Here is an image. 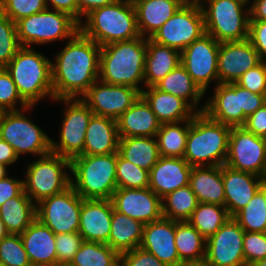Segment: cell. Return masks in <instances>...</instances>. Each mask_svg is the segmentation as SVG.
<instances>
[{"mask_svg": "<svg viewBox=\"0 0 266 266\" xmlns=\"http://www.w3.org/2000/svg\"><path fill=\"white\" fill-rule=\"evenodd\" d=\"M100 50L80 30L69 39L51 63L54 101L83 96L99 79Z\"/></svg>", "mask_w": 266, "mask_h": 266, "instance_id": "obj_1", "label": "cell"}, {"mask_svg": "<svg viewBox=\"0 0 266 266\" xmlns=\"http://www.w3.org/2000/svg\"><path fill=\"white\" fill-rule=\"evenodd\" d=\"M147 38L114 42L101 47L99 80L111 85H125L143 90Z\"/></svg>", "mask_w": 266, "mask_h": 266, "instance_id": "obj_2", "label": "cell"}, {"mask_svg": "<svg viewBox=\"0 0 266 266\" xmlns=\"http://www.w3.org/2000/svg\"><path fill=\"white\" fill-rule=\"evenodd\" d=\"M231 126L197 113L189 126L184 159L190 166H222L228 153Z\"/></svg>", "mask_w": 266, "mask_h": 266, "instance_id": "obj_3", "label": "cell"}, {"mask_svg": "<svg viewBox=\"0 0 266 266\" xmlns=\"http://www.w3.org/2000/svg\"><path fill=\"white\" fill-rule=\"evenodd\" d=\"M85 21L80 23V31L101 47L140 37L132 0H118L94 9L85 16Z\"/></svg>", "mask_w": 266, "mask_h": 266, "instance_id": "obj_4", "label": "cell"}, {"mask_svg": "<svg viewBox=\"0 0 266 266\" xmlns=\"http://www.w3.org/2000/svg\"><path fill=\"white\" fill-rule=\"evenodd\" d=\"M52 61L30 47H21L4 67L13 79L21 98L34 106L47 96L54 100Z\"/></svg>", "mask_w": 266, "mask_h": 266, "instance_id": "obj_5", "label": "cell"}, {"mask_svg": "<svg viewBox=\"0 0 266 266\" xmlns=\"http://www.w3.org/2000/svg\"><path fill=\"white\" fill-rule=\"evenodd\" d=\"M117 152L80 155L71 160V186L83 199L110 200L117 189Z\"/></svg>", "mask_w": 266, "mask_h": 266, "instance_id": "obj_6", "label": "cell"}, {"mask_svg": "<svg viewBox=\"0 0 266 266\" xmlns=\"http://www.w3.org/2000/svg\"><path fill=\"white\" fill-rule=\"evenodd\" d=\"M203 1L208 2L209 7L204 6ZM199 3L204 15L205 33L219 43L248 39L250 13L246 5L237 0H199Z\"/></svg>", "mask_w": 266, "mask_h": 266, "instance_id": "obj_7", "label": "cell"}, {"mask_svg": "<svg viewBox=\"0 0 266 266\" xmlns=\"http://www.w3.org/2000/svg\"><path fill=\"white\" fill-rule=\"evenodd\" d=\"M26 167L24 192L35 204L71 186V176L64 170H71V160L58 154L41 156Z\"/></svg>", "mask_w": 266, "mask_h": 266, "instance_id": "obj_8", "label": "cell"}, {"mask_svg": "<svg viewBox=\"0 0 266 266\" xmlns=\"http://www.w3.org/2000/svg\"><path fill=\"white\" fill-rule=\"evenodd\" d=\"M16 27L21 47L69 40L80 30V24L73 17L49 8L21 18Z\"/></svg>", "mask_w": 266, "mask_h": 266, "instance_id": "obj_9", "label": "cell"}, {"mask_svg": "<svg viewBox=\"0 0 266 266\" xmlns=\"http://www.w3.org/2000/svg\"><path fill=\"white\" fill-rule=\"evenodd\" d=\"M34 106L16 111H6L0 123V138L9 143L16 155L31 153L39 157L51 153L49 136L22 111L31 110Z\"/></svg>", "mask_w": 266, "mask_h": 266, "instance_id": "obj_10", "label": "cell"}, {"mask_svg": "<svg viewBox=\"0 0 266 266\" xmlns=\"http://www.w3.org/2000/svg\"><path fill=\"white\" fill-rule=\"evenodd\" d=\"M203 34L204 15L200 3L185 2L150 39L182 52Z\"/></svg>", "mask_w": 266, "mask_h": 266, "instance_id": "obj_11", "label": "cell"}, {"mask_svg": "<svg viewBox=\"0 0 266 266\" xmlns=\"http://www.w3.org/2000/svg\"><path fill=\"white\" fill-rule=\"evenodd\" d=\"M59 100L67 105L62 112L64 117L61 123L59 143L51 140V151L72 160L83 155L86 129L93 111L80 97L56 99V101Z\"/></svg>", "mask_w": 266, "mask_h": 266, "instance_id": "obj_12", "label": "cell"}, {"mask_svg": "<svg viewBox=\"0 0 266 266\" xmlns=\"http://www.w3.org/2000/svg\"><path fill=\"white\" fill-rule=\"evenodd\" d=\"M82 201L70 186L36 204V218L55 234L78 232Z\"/></svg>", "mask_w": 266, "mask_h": 266, "instance_id": "obj_13", "label": "cell"}, {"mask_svg": "<svg viewBox=\"0 0 266 266\" xmlns=\"http://www.w3.org/2000/svg\"><path fill=\"white\" fill-rule=\"evenodd\" d=\"M225 165L266 179V138L231 127Z\"/></svg>", "mask_w": 266, "mask_h": 266, "instance_id": "obj_14", "label": "cell"}, {"mask_svg": "<svg viewBox=\"0 0 266 266\" xmlns=\"http://www.w3.org/2000/svg\"><path fill=\"white\" fill-rule=\"evenodd\" d=\"M219 46L213 36L205 33L181 52V65L204 93L211 81L218 82Z\"/></svg>", "mask_w": 266, "mask_h": 266, "instance_id": "obj_15", "label": "cell"}, {"mask_svg": "<svg viewBox=\"0 0 266 266\" xmlns=\"http://www.w3.org/2000/svg\"><path fill=\"white\" fill-rule=\"evenodd\" d=\"M244 233L239 223L231 217L207 239L204 263L209 266H246Z\"/></svg>", "mask_w": 266, "mask_h": 266, "instance_id": "obj_16", "label": "cell"}, {"mask_svg": "<svg viewBox=\"0 0 266 266\" xmlns=\"http://www.w3.org/2000/svg\"><path fill=\"white\" fill-rule=\"evenodd\" d=\"M140 95L141 93L133 87L111 85L98 79L80 98L90 107L94 115L117 120Z\"/></svg>", "mask_w": 266, "mask_h": 266, "instance_id": "obj_17", "label": "cell"}, {"mask_svg": "<svg viewBox=\"0 0 266 266\" xmlns=\"http://www.w3.org/2000/svg\"><path fill=\"white\" fill-rule=\"evenodd\" d=\"M114 210L143 224L163 217L162 199L149 187L142 189L117 188L111 197Z\"/></svg>", "mask_w": 266, "mask_h": 266, "instance_id": "obj_18", "label": "cell"}, {"mask_svg": "<svg viewBox=\"0 0 266 266\" xmlns=\"http://www.w3.org/2000/svg\"><path fill=\"white\" fill-rule=\"evenodd\" d=\"M261 62L249 39L220 43L218 52V83L236 82L246 71Z\"/></svg>", "mask_w": 266, "mask_h": 266, "instance_id": "obj_19", "label": "cell"}, {"mask_svg": "<svg viewBox=\"0 0 266 266\" xmlns=\"http://www.w3.org/2000/svg\"><path fill=\"white\" fill-rule=\"evenodd\" d=\"M214 95L205 102L204 113L212 120L231 127L243 126L247 116L241 107V86L236 82L217 83Z\"/></svg>", "mask_w": 266, "mask_h": 266, "instance_id": "obj_20", "label": "cell"}, {"mask_svg": "<svg viewBox=\"0 0 266 266\" xmlns=\"http://www.w3.org/2000/svg\"><path fill=\"white\" fill-rule=\"evenodd\" d=\"M222 180L225 193V208L234 217L266 183V179L249 172L222 165Z\"/></svg>", "mask_w": 266, "mask_h": 266, "instance_id": "obj_21", "label": "cell"}, {"mask_svg": "<svg viewBox=\"0 0 266 266\" xmlns=\"http://www.w3.org/2000/svg\"><path fill=\"white\" fill-rule=\"evenodd\" d=\"M140 247L166 266H184L175 245V221L162 217L144 224Z\"/></svg>", "mask_w": 266, "mask_h": 266, "instance_id": "obj_22", "label": "cell"}, {"mask_svg": "<svg viewBox=\"0 0 266 266\" xmlns=\"http://www.w3.org/2000/svg\"><path fill=\"white\" fill-rule=\"evenodd\" d=\"M113 209L111 200L83 199L78 229L83 241L108 242Z\"/></svg>", "mask_w": 266, "mask_h": 266, "instance_id": "obj_23", "label": "cell"}, {"mask_svg": "<svg viewBox=\"0 0 266 266\" xmlns=\"http://www.w3.org/2000/svg\"><path fill=\"white\" fill-rule=\"evenodd\" d=\"M192 166L184 158L160 157L151 168L149 188L161 199L189 185Z\"/></svg>", "mask_w": 266, "mask_h": 266, "instance_id": "obj_24", "label": "cell"}, {"mask_svg": "<svg viewBox=\"0 0 266 266\" xmlns=\"http://www.w3.org/2000/svg\"><path fill=\"white\" fill-rule=\"evenodd\" d=\"M20 236L31 264L57 266L55 233L50 228L36 218Z\"/></svg>", "mask_w": 266, "mask_h": 266, "instance_id": "obj_25", "label": "cell"}, {"mask_svg": "<svg viewBox=\"0 0 266 266\" xmlns=\"http://www.w3.org/2000/svg\"><path fill=\"white\" fill-rule=\"evenodd\" d=\"M161 127L149 104L140 95L133 105L117 119V128L120 138L127 137H154Z\"/></svg>", "mask_w": 266, "mask_h": 266, "instance_id": "obj_26", "label": "cell"}, {"mask_svg": "<svg viewBox=\"0 0 266 266\" xmlns=\"http://www.w3.org/2000/svg\"><path fill=\"white\" fill-rule=\"evenodd\" d=\"M119 141L117 120L93 114L86 129L83 155L116 153Z\"/></svg>", "mask_w": 266, "mask_h": 266, "instance_id": "obj_27", "label": "cell"}, {"mask_svg": "<svg viewBox=\"0 0 266 266\" xmlns=\"http://www.w3.org/2000/svg\"><path fill=\"white\" fill-rule=\"evenodd\" d=\"M140 36L152 35L186 2L185 0H132Z\"/></svg>", "mask_w": 266, "mask_h": 266, "instance_id": "obj_28", "label": "cell"}, {"mask_svg": "<svg viewBox=\"0 0 266 266\" xmlns=\"http://www.w3.org/2000/svg\"><path fill=\"white\" fill-rule=\"evenodd\" d=\"M141 96L149 104L161 124L190 120L197 114L196 110L185 100L162 92L155 86L147 87V90L143 89Z\"/></svg>", "mask_w": 266, "mask_h": 266, "instance_id": "obj_29", "label": "cell"}, {"mask_svg": "<svg viewBox=\"0 0 266 266\" xmlns=\"http://www.w3.org/2000/svg\"><path fill=\"white\" fill-rule=\"evenodd\" d=\"M189 186L199 203L225 206L222 166H194Z\"/></svg>", "mask_w": 266, "mask_h": 266, "instance_id": "obj_30", "label": "cell"}, {"mask_svg": "<svg viewBox=\"0 0 266 266\" xmlns=\"http://www.w3.org/2000/svg\"><path fill=\"white\" fill-rule=\"evenodd\" d=\"M181 61V52L175 48L155 43L147 38L144 87L155 86Z\"/></svg>", "mask_w": 266, "mask_h": 266, "instance_id": "obj_31", "label": "cell"}, {"mask_svg": "<svg viewBox=\"0 0 266 266\" xmlns=\"http://www.w3.org/2000/svg\"><path fill=\"white\" fill-rule=\"evenodd\" d=\"M144 224L113 209L111 231L108 244L113 250L122 254L140 247Z\"/></svg>", "mask_w": 266, "mask_h": 266, "instance_id": "obj_32", "label": "cell"}, {"mask_svg": "<svg viewBox=\"0 0 266 266\" xmlns=\"http://www.w3.org/2000/svg\"><path fill=\"white\" fill-rule=\"evenodd\" d=\"M155 87L162 92L172 94L185 100L197 113L204 111L205 103L200 108L199 102L204 96V92L193 81L187 70L181 63L160 80ZM190 100V101H189ZM198 110H197V108Z\"/></svg>", "mask_w": 266, "mask_h": 266, "instance_id": "obj_33", "label": "cell"}, {"mask_svg": "<svg viewBox=\"0 0 266 266\" xmlns=\"http://www.w3.org/2000/svg\"><path fill=\"white\" fill-rule=\"evenodd\" d=\"M0 218L9 234H22L36 219V204L23 190L1 205Z\"/></svg>", "mask_w": 266, "mask_h": 266, "instance_id": "obj_34", "label": "cell"}, {"mask_svg": "<svg viewBox=\"0 0 266 266\" xmlns=\"http://www.w3.org/2000/svg\"><path fill=\"white\" fill-rule=\"evenodd\" d=\"M206 241L189 221H175V245L184 265L204 262Z\"/></svg>", "mask_w": 266, "mask_h": 266, "instance_id": "obj_35", "label": "cell"}, {"mask_svg": "<svg viewBox=\"0 0 266 266\" xmlns=\"http://www.w3.org/2000/svg\"><path fill=\"white\" fill-rule=\"evenodd\" d=\"M118 153L124 159L149 172L161 157L156 136L120 138Z\"/></svg>", "mask_w": 266, "mask_h": 266, "instance_id": "obj_36", "label": "cell"}, {"mask_svg": "<svg viewBox=\"0 0 266 266\" xmlns=\"http://www.w3.org/2000/svg\"><path fill=\"white\" fill-rule=\"evenodd\" d=\"M180 124H183V126ZM190 124L191 119L177 123L161 124L156 134L160 156L184 157Z\"/></svg>", "mask_w": 266, "mask_h": 266, "instance_id": "obj_37", "label": "cell"}, {"mask_svg": "<svg viewBox=\"0 0 266 266\" xmlns=\"http://www.w3.org/2000/svg\"><path fill=\"white\" fill-rule=\"evenodd\" d=\"M68 266H120V254L108 244L83 241Z\"/></svg>", "mask_w": 266, "mask_h": 266, "instance_id": "obj_38", "label": "cell"}, {"mask_svg": "<svg viewBox=\"0 0 266 266\" xmlns=\"http://www.w3.org/2000/svg\"><path fill=\"white\" fill-rule=\"evenodd\" d=\"M198 203L189 185L179 188L162 198L163 217L174 221H188Z\"/></svg>", "mask_w": 266, "mask_h": 266, "instance_id": "obj_39", "label": "cell"}, {"mask_svg": "<svg viewBox=\"0 0 266 266\" xmlns=\"http://www.w3.org/2000/svg\"><path fill=\"white\" fill-rule=\"evenodd\" d=\"M231 217L225 206L210 203H198L188 220L207 240L214 235Z\"/></svg>", "mask_w": 266, "mask_h": 266, "instance_id": "obj_40", "label": "cell"}, {"mask_svg": "<svg viewBox=\"0 0 266 266\" xmlns=\"http://www.w3.org/2000/svg\"><path fill=\"white\" fill-rule=\"evenodd\" d=\"M233 218L246 232H266V183Z\"/></svg>", "mask_w": 266, "mask_h": 266, "instance_id": "obj_41", "label": "cell"}, {"mask_svg": "<svg viewBox=\"0 0 266 266\" xmlns=\"http://www.w3.org/2000/svg\"><path fill=\"white\" fill-rule=\"evenodd\" d=\"M149 171L124 159L117 152L116 182L117 188L142 189L149 187Z\"/></svg>", "mask_w": 266, "mask_h": 266, "instance_id": "obj_42", "label": "cell"}, {"mask_svg": "<svg viewBox=\"0 0 266 266\" xmlns=\"http://www.w3.org/2000/svg\"><path fill=\"white\" fill-rule=\"evenodd\" d=\"M20 48L16 23L0 12V68H4Z\"/></svg>", "mask_w": 266, "mask_h": 266, "instance_id": "obj_43", "label": "cell"}, {"mask_svg": "<svg viewBox=\"0 0 266 266\" xmlns=\"http://www.w3.org/2000/svg\"><path fill=\"white\" fill-rule=\"evenodd\" d=\"M0 261L6 266H30L20 234H9L0 240Z\"/></svg>", "mask_w": 266, "mask_h": 266, "instance_id": "obj_44", "label": "cell"}, {"mask_svg": "<svg viewBox=\"0 0 266 266\" xmlns=\"http://www.w3.org/2000/svg\"><path fill=\"white\" fill-rule=\"evenodd\" d=\"M45 0H2L0 12L13 22L45 10Z\"/></svg>", "mask_w": 266, "mask_h": 266, "instance_id": "obj_45", "label": "cell"}, {"mask_svg": "<svg viewBox=\"0 0 266 266\" xmlns=\"http://www.w3.org/2000/svg\"><path fill=\"white\" fill-rule=\"evenodd\" d=\"M17 102H19L20 109H17ZM0 106L6 111H16L29 107L21 98L13 79L5 68H0Z\"/></svg>", "mask_w": 266, "mask_h": 266, "instance_id": "obj_46", "label": "cell"}, {"mask_svg": "<svg viewBox=\"0 0 266 266\" xmlns=\"http://www.w3.org/2000/svg\"><path fill=\"white\" fill-rule=\"evenodd\" d=\"M82 242L83 238L79 232L55 234L57 266H68L78 252Z\"/></svg>", "mask_w": 266, "mask_h": 266, "instance_id": "obj_47", "label": "cell"}, {"mask_svg": "<svg viewBox=\"0 0 266 266\" xmlns=\"http://www.w3.org/2000/svg\"><path fill=\"white\" fill-rule=\"evenodd\" d=\"M243 253L246 266L266 259V232H246L243 238Z\"/></svg>", "mask_w": 266, "mask_h": 266, "instance_id": "obj_48", "label": "cell"}, {"mask_svg": "<svg viewBox=\"0 0 266 266\" xmlns=\"http://www.w3.org/2000/svg\"><path fill=\"white\" fill-rule=\"evenodd\" d=\"M236 83L257 94H266V62L261 61L246 71Z\"/></svg>", "mask_w": 266, "mask_h": 266, "instance_id": "obj_49", "label": "cell"}, {"mask_svg": "<svg viewBox=\"0 0 266 266\" xmlns=\"http://www.w3.org/2000/svg\"><path fill=\"white\" fill-rule=\"evenodd\" d=\"M120 266H166L157 257L137 247L120 254Z\"/></svg>", "mask_w": 266, "mask_h": 266, "instance_id": "obj_50", "label": "cell"}, {"mask_svg": "<svg viewBox=\"0 0 266 266\" xmlns=\"http://www.w3.org/2000/svg\"><path fill=\"white\" fill-rule=\"evenodd\" d=\"M248 39L257 50L261 61L266 62V21L250 20Z\"/></svg>", "mask_w": 266, "mask_h": 266, "instance_id": "obj_51", "label": "cell"}, {"mask_svg": "<svg viewBox=\"0 0 266 266\" xmlns=\"http://www.w3.org/2000/svg\"><path fill=\"white\" fill-rule=\"evenodd\" d=\"M243 127L256 136L266 138V103L247 117Z\"/></svg>", "mask_w": 266, "mask_h": 266, "instance_id": "obj_52", "label": "cell"}, {"mask_svg": "<svg viewBox=\"0 0 266 266\" xmlns=\"http://www.w3.org/2000/svg\"><path fill=\"white\" fill-rule=\"evenodd\" d=\"M266 103V94H257L241 87V107L248 117Z\"/></svg>", "mask_w": 266, "mask_h": 266, "instance_id": "obj_53", "label": "cell"}, {"mask_svg": "<svg viewBox=\"0 0 266 266\" xmlns=\"http://www.w3.org/2000/svg\"><path fill=\"white\" fill-rule=\"evenodd\" d=\"M24 190L23 179L6 177L0 180V207L11 198L17 197Z\"/></svg>", "mask_w": 266, "mask_h": 266, "instance_id": "obj_54", "label": "cell"}, {"mask_svg": "<svg viewBox=\"0 0 266 266\" xmlns=\"http://www.w3.org/2000/svg\"><path fill=\"white\" fill-rule=\"evenodd\" d=\"M45 3L47 8L66 13L78 22L77 0H45Z\"/></svg>", "mask_w": 266, "mask_h": 266, "instance_id": "obj_55", "label": "cell"}, {"mask_svg": "<svg viewBox=\"0 0 266 266\" xmlns=\"http://www.w3.org/2000/svg\"><path fill=\"white\" fill-rule=\"evenodd\" d=\"M118 0H77L78 5V23H82V16H86L92 10L107 6L117 2Z\"/></svg>", "mask_w": 266, "mask_h": 266, "instance_id": "obj_56", "label": "cell"}, {"mask_svg": "<svg viewBox=\"0 0 266 266\" xmlns=\"http://www.w3.org/2000/svg\"><path fill=\"white\" fill-rule=\"evenodd\" d=\"M18 156L16 155L13 147L5 140L0 138V163L7 166L17 162Z\"/></svg>", "mask_w": 266, "mask_h": 266, "instance_id": "obj_57", "label": "cell"}, {"mask_svg": "<svg viewBox=\"0 0 266 266\" xmlns=\"http://www.w3.org/2000/svg\"><path fill=\"white\" fill-rule=\"evenodd\" d=\"M250 20L266 21V0H254L249 7Z\"/></svg>", "mask_w": 266, "mask_h": 266, "instance_id": "obj_58", "label": "cell"}, {"mask_svg": "<svg viewBox=\"0 0 266 266\" xmlns=\"http://www.w3.org/2000/svg\"><path fill=\"white\" fill-rule=\"evenodd\" d=\"M9 232L6 229V226L4 225V222L0 218V240L4 237L8 236Z\"/></svg>", "mask_w": 266, "mask_h": 266, "instance_id": "obj_59", "label": "cell"}, {"mask_svg": "<svg viewBox=\"0 0 266 266\" xmlns=\"http://www.w3.org/2000/svg\"><path fill=\"white\" fill-rule=\"evenodd\" d=\"M7 165L0 163V180L5 179L7 175Z\"/></svg>", "mask_w": 266, "mask_h": 266, "instance_id": "obj_60", "label": "cell"}, {"mask_svg": "<svg viewBox=\"0 0 266 266\" xmlns=\"http://www.w3.org/2000/svg\"><path fill=\"white\" fill-rule=\"evenodd\" d=\"M249 266H266V259L255 261Z\"/></svg>", "mask_w": 266, "mask_h": 266, "instance_id": "obj_61", "label": "cell"}, {"mask_svg": "<svg viewBox=\"0 0 266 266\" xmlns=\"http://www.w3.org/2000/svg\"><path fill=\"white\" fill-rule=\"evenodd\" d=\"M184 266H209V265L203 262V263H195V264H186Z\"/></svg>", "mask_w": 266, "mask_h": 266, "instance_id": "obj_62", "label": "cell"}, {"mask_svg": "<svg viewBox=\"0 0 266 266\" xmlns=\"http://www.w3.org/2000/svg\"><path fill=\"white\" fill-rule=\"evenodd\" d=\"M6 110H4L1 106H0V123L2 122L3 116L5 114Z\"/></svg>", "mask_w": 266, "mask_h": 266, "instance_id": "obj_63", "label": "cell"}, {"mask_svg": "<svg viewBox=\"0 0 266 266\" xmlns=\"http://www.w3.org/2000/svg\"><path fill=\"white\" fill-rule=\"evenodd\" d=\"M237 1L241 2L244 5H247V3H249L251 1L250 3L252 5V3H253L254 0H237Z\"/></svg>", "mask_w": 266, "mask_h": 266, "instance_id": "obj_64", "label": "cell"}, {"mask_svg": "<svg viewBox=\"0 0 266 266\" xmlns=\"http://www.w3.org/2000/svg\"><path fill=\"white\" fill-rule=\"evenodd\" d=\"M186 2H199V0H185Z\"/></svg>", "mask_w": 266, "mask_h": 266, "instance_id": "obj_65", "label": "cell"}, {"mask_svg": "<svg viewBox=\"0 0 266 266\" xmlns=\"http://www.w3.org/2000/svg\"><path fill=\"white\" fill-rule=\"evenodd\" d=\"M30 266H53V265H33V264H31Z\"/></svg>", "mask_w": 266, "mask_h": 266, "instance_id": "obj_66", "label": "cell"}, {"mask_svg": "<svg viewBox=\"0 0 266 266\" xmlns=\"http://www.w3.org/2000/svg\"><path fill=\"white\" fill-rule=\"evenodd\" d=\"M0 266H6L3 262L0 261Z\"/></svg>", "mask_w": 266, "mask_h": 266, "instance_id": "obj_67", "label": "cell"}]
</instances>
